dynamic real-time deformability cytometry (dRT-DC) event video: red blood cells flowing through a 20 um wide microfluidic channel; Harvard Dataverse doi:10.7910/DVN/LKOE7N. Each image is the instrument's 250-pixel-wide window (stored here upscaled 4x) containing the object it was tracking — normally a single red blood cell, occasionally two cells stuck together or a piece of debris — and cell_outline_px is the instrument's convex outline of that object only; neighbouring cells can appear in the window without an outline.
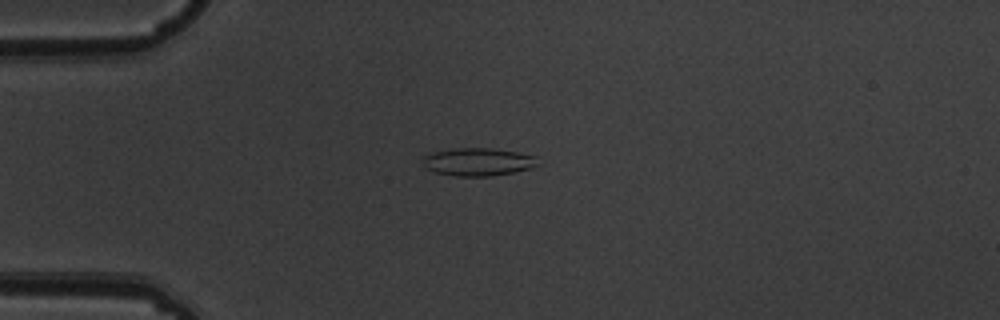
{"species": "common noctule bat (a hibernating species)", "species_latin": "Nyctalus noctula", "temperature_condition": "warm", "stored_images_in_passage": 5, "camera_frame_rate_fps": 3000, "um_per_image_px": 0.085, "animal": {"sex": "male", "body_mass_g": 19.5, "forearm_length_mm": 54.6}, "frame": {"image": 1, "passage_image": 3, "time_ms": 0.667, "image_size_px": [1000, 320], "cell_outline_px": [[540, 164], [528, 168], [512, 172], [492, 176], [456, 176], [436, 172], [428, 168], [424, 164], [424, 156], [432, 152], [456, 148], [492, 148], [516, 152], [536, 156]], "centroid_in_image_um": [40.66, 13.75], "position_along_channel_um": 44.3, "area_um2": 18.44}}